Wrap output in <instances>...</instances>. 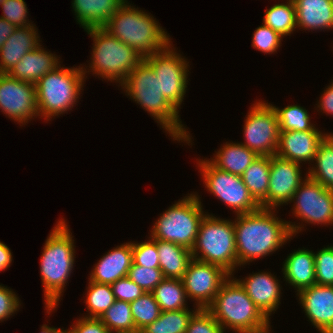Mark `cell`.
<instances>
[{"instance_id": "cell-1", "label": "cell", "mask_w": 333, "mask_h": 333, "mask_svg": "<svg viewBox=\"0 0 333 333\" xmlns=\"http://www.w3.org/2000/svg\"><path fill=\"white\" fill-rule=\"evenodd\" d=\"M276 209L260 208L234 219L238 265L273 254L304 228V224L282 220ZM303 225V226H301Z\"/></svg>"}, {"instance_id": "cell-2", "label": "cell", "mask_w": 333, "mask_h": 333, "mask_svg": "<svg viewBox=\"0 0 333 333\" xmlns=\"http://www.w3.org/2000/svg\"><path fill=\"white\" fill-rule=\"evenodd\" d=\"M119 86L124 89L125 95L149 112L174 141L191 145L190 132L182 124L179 111L161 94L160 79L144 59Z\"/></svg>"}, {"instance_id": "cell-3", "label": "cell", "mask_w": 333, "mask_h": 333, "mask_svg": "<svg viewBox=\"0 0 333 333\" xmlns=\"http://www.w3.org/2000/svg\"><path fill=\"white\" fill-rule=\"evenodd\" d=\"M65 221L61 218L52 228L40 259L45 309L48 315L59 305L75 263L74 239Z\"/></svg>"}, {"instance_id": "cell-4", "label": "cell", "mask_w": 333, "mask_h": 333, "mask_svg": "<svg viewBox=\"0 0 333 333\" xmlns=\"http://www.w3.org/2000/svg\"><path fill=\"white\" fill-rule=\"evenodd\" d=\"M126 0L102 27L143 58L164 50L171 39L156 18Z\"/></svg>"}, {"instance_id": "cell-5", "label": "cell", "mask_w": 333, "mask_h": 333, "mask_svg": "<svg viewBox=\"0 0 333 333\" xmlns=\"http://www.w3.org/2000/svg\"><path fill=\"white\" fill-rule=\"evenodd\" d=\"M233 275L222 284L206 308L220 326L235 333H263L271 329L268 319L249 298Z\"/></svg>"}, {"instance_id": "cell-6", "label": "cell", "mask_w": 333, "mask_h": 333, "mask_svg": "<svg viewBox=\"0 0 333 333\" xmlns=\"http://www.w3.org/2000/svg\"><path fill=\"white\" fill-rule=\"evenodd\" d=\"M85 32L93 38L94 43L90 69L82 66L84 75L92 72L98 78L100 76L104 80L108 79L107 81L117 82L120 85L144 59L135 49L113 37L103 28H88Z\"/></svg>"}, {"instance_id": "cell-7", "label": "cell", "mask_w": 333, "mask_h": 333, "mask_svg": "<svg viewBox=\"0 0 333 333\" xmlns=\"http://www.w3.org/2000/svg\"><path fill=\"white\" fill-rule=\"evenodd\" d=\"M85 79L81 66L65 68L60 65L41 77L35 84L39 118L50 121L52 117L72 110L78 103Z\"/></svg>"}, {"instance_id": "cell-8", "label": "cell", "mask_w": 333, "mask_h": 333, "mask_svg": "<svg viewBox=\"0 0 333 333\" xmlns=\"http://www.w3.org/2000/svg\"><path fill=\"white\" fill-rule=\"evenodd\" d=\"M191 254L193 259L221 266L234 276L239 266L234 221L207 213L200 223Z\"/></svg>"}, {"instance_id": "cell-9", "label": "cell", "mask_w": 333, "mask_h": 333, "mask_svg": "<svg viewBox=\"0 0 333 333\" xmlns=\"http://www.w3.org/2000/svg\"><path fill=\"white\" fill-rule=\"evenodd\" d=\"M187 195L160 214L150 230L152 239L174 242L190 250L193 248L206 212L204 214L198 194Z\"/></svg>"}, {"instance_id": "cell-10", "label": "cell", "mask_w": 333, "mask_h": 333, "mask_svg": "<svg viewBox=\"0 0 333 333\" xmlns=\"http://www.w3.org/2000/svg\"><path fill=\"white\" fill-rule=\"evenodd\" d=\"M197 165L205 188L230 207L235 215L257 211L260 204L252 197L242 177L214 167L208 159H198Z\"/></svg>"}, {"instance_id": "cell-11", "label": "cell", "mask_w": 333, "mask_h": 333, "mask_svg": "<svg viewBox=\"0 0 333 333\" xmlns=\"http://www.w3.org/2000/svg\"><path fill=\"white\" fill-rule=\"evenodd\" d=\"M144 60L159 77L161 94L179 111L188 87L189 62L177 53L172 42L164 50L144 57Z\"/></svg>"}, {"instance_id": "cell-12", "label": "cell", "mask_w": 333, "mask_h": 333, "mask_svg": "<svg viewBox=\"0 0 333 333\" xmlns=\"http://www.w3.org/2000/svg\"><path fill=\"white\" fill-rule=\"evenodd\" d=\"M244 121L246 142H240L258 156L275 155L279 141V123L271 103L260 101L252 104Z\"/></svg>"}, {"instance_id": "cell-13", "label": "cell", "mask_w": 333, "mask_h": 333, "mask_svg": "<svg viewBox=\"0 0 333 333\" xmlns=\"http://www.w3.org/2000/svg\"><path fill=\"white\" fill-rule=\"evenodd\" d=\"M290 202H294L293 215L301 222L326 226L333 224V190L326 189L308 176Z\"/></svg>"}, {"instance_id": "cell-14", "label": "cell", "mask_w": 333, "mask_h": 333, "mask_svg": "<svg viewBox=\"0 0 333 333\" xmlns=\"http://www.w3.org/2000/svg\"><path fill=\"white\" fill-rule=\"evenodd\" d=\"M230 275L221 266L192 258L182 278L187 298L194 299L199 309H206Z\"/></svg>"}, {"instance_id": "cell-15", "label": "cell", "mask_w": 333, "mask_h": 333, "mask_svg": "<svg viewBox=\"0 0 333 333\" xmlns=\"http://www.w3.org/2000/svg\"><path fill=\"white\" fill-rule=\"evenodd\" d=\"M0 110L20 126L39 117L36 85L0 73Z\"/></svg>"}, {"instance_id": "cell-16", "label": "cell", "mask_w": 333, "mask_h": 333, "mask_svg": "<svg viewBox=\"0 0 333 333\" xmlns=\"http://www.w3.org/2000/svg\"><path fill=\"white\" fill-rule=\"evenodd\" d=\"M301 167L300 163L271 156L267 208L277 209L290 203L297 188L307 177V174L304 178L301 176Z\"/></svg>"}, {"instance_id": "cell-17", "label": "cell", "mask_w": 333, "mask_h": 333, "mask_svg": "<svg viewBox=\"0 0 333 333\" xmlns=\"http://www.w3.org/2000/svg\"><path fill=\"white\" fill-rule=\"evenodd\" d=\"M296 295L308 321L320 333H333V286L314 284Z\"/></svg>"}, {"instance_id": "cell-18", "label": "cell", "mask_w": 333, "mask_h": 333, "mask_svg": "<svg viewBox=\"0 0 333 333\" xmlns=\"http://www.w3.org/2000/svg\"><path fill=\"white\" fill-rule=\"evenodd\" d=\"M244 288L249 298L268 318L281 304L280 281L271 272L249 274L244 279H236Z\"/></svg>"}, {"instance_id": "cell-19", "label": "cell", "mask_w": 333, "mask_h": 333, "mask_svg": "<svg viewBox=\"0 0 333 333\" xmlns=\"http://www.w3.org/2000/svg\"><path fill=\"white\" fill-rule=\"evenodd\" d=\"M325 139L322 131H280L276 156L297 163H314L319 144Z\"/></svg>"}, {"instance_id": "cell-20", "label": "cell", "mask_w": 333, "mask_h": 333, "mask_svg": "<svg viewBox=\"0 0 333 333\" xmlns=\"http://www.w3.org/2000/svg\"><path fill=\"white\" fill-rule=\"evenodd\" d=\"M133 262L132 242L121 244L103 255L95 264L88 278L100 284H113L118 279L128 276Z\"/></svg>"}, {"instance_id": "cell-21", "label": "cell", "mask_w": 333, "mask_h": 333, "mask_svg": "<svg viewBox=\"0 0 333 333\" xmlns=\"http://www.w3.org/2000/svg\"><path fill=\"white\" fill-rule=\"evenodd\" d=\"M35 26L16 28L0 48V73H9L22 57L41 45Z\"/></svg>"}, {"instance_id": "cell-22", "label": "cell", "mask_w": 333, "mask_h": 333, "mask_svg": "<svg viewBox=\"0 0 333 333\" xmlns=\"http://www.w3.org/2000/svg\"><path fill=\"white\" fill-rule=\"evenodd\" d=\"M41 46L26 53L8 74L20 81L36 84L41 77L61 65L60 57Z\"/></svg>"}, {"instance_id": "cell-23", "label": "cell", "mask_w": 333, "mask_h": 333, "mask_svg": "<svg viewBox=\"0 0 333 333\" xmlns=\"http://www.w3.org/2000/svg\"><path fill=\"white\" fill-rule=\"evenodd\" d=\"M282 265L283 277L294 287L295 292L316 284L314 252L304 249L294 250Z\"/></svg>"}, {"instance_id": "cell-24", "label": "cell", "mask_w": 333, "mask_h": 333, "mask_svg": "<svg viewBox=\"0 0 333 333\" xmlns=\"http://www.w3.org/2000/svg\"><path fill=\"white\" fill-rule=\"evenodd\" d=\"M297 28L302 30H332L333 0H293Z\"/></svg>"}, {"instance_id": "cell-25", "label": "cell", "mask_w": 333, "mask_h": 333, "mask_svg": "<svg viewBox=\"0 0 333 333\" xmlns=\"http://www.w3.org/2000/svg\"><path fill=\"white\" fill-rule=\"evenodd\" d=\"M126 0H73L76 21L85 30L102 28Z\"/></svg>"}, {"instance_id": "cell-26", "label": "cell", "mask_w": 333, "mask_h": 333, "mask_svg": "<svg viewBox=\"0 0 333 333\" xmlns=\"http://www.w3.org/2000/svg\"><path fill=\"white\" fill-rule=\"evenodd\" d=\"M215 153L214 157L208 161L217 169L237 176H242L244 171L258 157L256 153L239 142H226Z\"/></svg>"}, {"instance_id": "cell-27", "label": "cell", "mask_w": 333, "mask_h": 333, "mask_svg": "<svg viewBox=\"0 0 333 333\" xmlns=\"http://www.w3.org/2000/svg\"><path fill=\"white\" fill-rule=\"evenodd\" d=\"M159 265L164 278L182 279L192 260L191 250L175 244L156 239Z\"/></svg>"}, {"instance_id": "cell-28", "label": "cell", "mask_w": 333, "mask_h": 333, "mask_svg": "<svg viewBox=\"0 0 333 333\" xmlns=\"http://www.w3.org/2000/svg\"><path fill=\"white\" fill-rule=\"evenodd\" d=\"M270 163L271 156H258L241 176L245 186L261 208H267Z\"/></svg>"}, {"instance_id": "cell-29", "label": "cell", "mask_w": 333, "mask_h": 333, "mask_svg": "<svg viewBox=\"0 0 333 333\" xmlns=\"http://www.w3.org/2000/svg\"><path fill=\"white\" fill-rule=\"evenodd\" d=\"M152 293L161 311L189 309L182 279L164 278Z\"/></svg>"}, {"instance_id": "cell-30", "label": "cell", "mask_w": 333, "mask_h": 333, "mask_svg": "<svg viewBox=\"0 0 333 333\" xmlns=\"http://www.w3.org/2000/svg\"><path fill=\"white\" fill-rule=\"evenodd\" d=\"M285 3L274 4L265 10L263 24L277 32L281 37L291 36L297 28L296 8L293 0Z\"/></svg>"}, {"instance_id": "cell-31", "label": "cell", "mask_w": 333, "mask_h": 333, "mask_svg": "<svg viewBox=\"0 0 333 333\" xmlns=\"http://www.w3.org/2000/svg\"><path fill=\"white\" fill-rule=\"evenodd\" d=\"M314 161L313 166L307 168V176L333 190V146L326 139L319 144Z\"/></svg>"}, {"instance_id": "cell-32", "label": "cell", "mask_w": 333, "mask_h": 333, "mask_svg": "<svg viewBox=\"0 0 333 333\" xmlns=\"http://www.w3.org/2000/svg\"><path fill=\"white\" fill-rule=\"evenodd\" d=\"M198 309L161 311L159 317L142 330L146 333H185L190 318Z\"/></svg>"}, {"instance_id": "cell-33", "label": "cell", "mask_w": 333, "mask_h": 333, "mask_svg": "<svg viewBox=\"0 0 333 333\" xmlns=\"http://www.w3.org/2000/svg\"><path fill=\"white\" fill-rule=\"evenodd\" d=\"M99 319L110 333H134L137 330L127 301L115 300Z\"/></svg>"}, {"instance_id": "cell-34", "label": "cell", "mask_w": 333, "mask_h": 333, "mask_svg": "<svg viewBox=\"0 0 333 333\" xmlns=\"http://www.w3.org/2000/svg\"><path fill=\"white\" fill-rule=\"evenodd\" d=\"M88 281L87 296L84 302L87 304L86 308L89 314L83 317L100 318L114 304L116 299L110 284Z\"/></svg>"}, {"instance_id": "cell-35", "label": "cell", "mask_w": 333, "mask_h": 333, "mask_svg": "<svg viewBox=\"0 0 333 333\" xmlns=\"http://www.w3.org/2000/svg\"><path fill=\"white\" fill-rule=\"evenodd\" d=\"M276 111L280 131H319L311 123L308 110L300 105H288L282 109L272 105Z\"/></svg>"}, {"instance_id": "cell-36", "label": "cell", "mask_w": 333, "mask_h": 333, "mask_svg": "<svg viewBox=\"0 0 333 333\" xmlns=\"http://www.w3.org/2000/svg\"><path fill=\"white\" fill-rule=\"evenodd\" d=\"M130 307L137 330H142L148 324L153 323L161 313L152 292H145L138 299L130 302Z\"/></svg>"}, {"instance_id": "cell-37", "label": "cell", "mask_w": 333, "mask_h": 333, "mask_svg": "<svg viewBox=\"0 0 333 333\" xmlns=\"http://www.w3.org/2000/svg\"><path fill=\"white\" fill-rule=\"evenodd\" d=\"M128 277L142 288L144 292H152L164 279L160 268H146L132 262Z\"/></svg>"}, {"instance_id": "cell-38", "label": "cell", "mask_w": 333, "mask_h": 333, "mask_svg": "<svg viewBox=\"0 0 333 333\" xmlns=\"http://www.w3.org/2000/svg\"><path fill=\"white\" fill-rule=\"evenodd\" d=\"M316 284L333 286V246L314 252Z\"/></svg>"}, {"instance_id": "cell-39", "label": "cell", "mask_w": 333, "mask_h": 333, "mask_svg": "<svg viewBox=\"0 0 333 333\" xmlns=\"http://www.w3.org/2000/svg\"><path fill=\"white\" fill-rule=\"evenodd\" d=\"M133 263L146 268H160L156 239L149 237L144 242H132Z\"/></svg>"}, {"instance_id": "cell-40", "label": "cell", "mask_w": 333, "mask_h": 333, "mask_svg": "<svg viewBox=\"0 0 333 333\" xmlns=\"http://www.w3.org/2000/svg\"><path fill=\"white\" fill-rule=\"evenodd\" d=\"M252 37V47L267 54H275L283 40V37L264 24L256 28Z\"/></svg>"}, {"instance_id": "cell-41", "label": "cell", "mask_w": 333, "mask_h": 333, "mask_svg": "<svg viewBox=\"0 0 333 333\" xmlns=\"http://www.w3.org/2000/svg\"><path fill=\"white\" fill-rule=\"evenodd\" d=\"M1 7L3 14L0 17L17 28L36 26L27 17L29 9H27L28 7L24 0H6L1 4Z\"/></svg>"}, {"instance_id": "cell-42", "label": "cell", "mask_w": 333, "mask_h": 333, "mask_svg": "<svg viewBox=\"0 0 333 333\" xmlns=\"http://www.w3.org/2000/svg\"><path fill=\"white\" fill-rule=\"evenodd\" d=\"M224 329L207 309H198L190 318L185 333H224Z\"/></svg>"}, {"instance_id": "cell-43", "label": "cell", "mask_w": 333, "mask_h": 333, "mask_svg": "<svg viewBox=\"0 0 333 333\" xmlns=\"http://www.w3.org/2000/svg\"><path fill=\"white\" fill-rule=\"evenodd\" d=\"M111 288L116 300L132 302L142 296L145 292L128 276L118 279L111 284Z\"/></svg>"}, {"instance_id": "cell-44", "label": "cell", "mask_w": 333, "mask_h": 333, "mask_svg": "<svg viewBox=\"0 0 333 333\" xmlns=\"http://www.w3.org/2000/svg\"><path fill=\"white\" fill-rule=\"evenodd\" d=\"M19 297L9 287L0 285V322L8 320L10 316L19 311L21 306Z\"/></svg>"}, {"instance_id": "cell-45", "label": "cell", "mask_w": 333, "mask_h": 333, "mask_svg": "<svg viewBox=\"0 0 333 333\" xmlns=\"http://www.w3.org/2000/svg\"><path fill=\"white\" fill-rule=\"evenodd\" d=\"M73 324L66 330L67 333H110L99 318L80 317Z\"/></svg>"}, {"instance_id": "cell-46", "label": "cell", "mask_w": 333, "mask_h": 333, "mask_svg": "<svg viewBox=\"0 0 333 333\" xmlns=\"http://www.w3.org/2000/svg\"><path fill=\"white\" fill-rule=\"evenodd\" d=\"M316 105L321 112L323 111L322 113L333 116V81L321 94L320 100Z\"/></svg>"}, {"instance_id": "cell-47", "label": "cell", "mask_w": 333, "mask_h": 333, "mask_svg": "<svg viewBox=\"0 0 333 333\" xmlns=\"http://www.w3.org/2000/svg\"><path fill=\"white\" fill-rule=\"evenodd\" d=\"M12 253L10 248L0 241V271H4L10 267L12 262Z\"/></svg>"}, {"instance_id": "cell-48", "label": "cell", "mask_w": 333, "mask_h": 333, "mask_svg": "<svg viewBox=\"0 0 333 333\" xmlns=\"http://www.w3.org/2000/svg\"><path fill=\"white\" fill-rule=\"evenodd\" d=\"M16 26L0 17V48L7 41L8 37L14 33Z\"/></svg>"}, {"instance_id": "cell-49", "label": "cell", "mask_w": 333, "mask_h": 333, "mask_svg": "<svg viewBox=\"0 0 333 333\" xmlns=\"http://www.w3.org/2000/svg\"><path fill=\"white\" fill-rule=\"evenodd\" d=\"M39 333H67L66 329L64 330V328H55L48 326L47 324H43L41 326V332Z\"/></svg>"}, {"instance_id": "cell-50", "label": "cell", "mask_w": 333, "mask_h": 333, "mask_svg": "<svg viewBox=\"0 0 333 333\" xmlns=\"http://www.w3.org/2000/svg\"><path fill=\"white\" fill-rule=\"evenodd\" d=\"M325 139L333 146V134L325 133Z\"/></svg>"}, {"instance_id": "cell-51", "label": "cell", "mask_w": 333, "mask_h": 333, "mask_svg": "<svg viewBox=\"0 0 333 333\" xmlns=\"http://www.w3.org/2000/svg\"><path fill=\"white\" fill-rule=\"evenodd\" d=\"M134 333H146L143 330H136Z\"/></svg>"}, {"instance_id": "cell-52", "label": "cell", "mask_w": 333, "mask_h": 333, "mask_svg": "<svg viewBox=\"0 0 333 333\" xmlns=\"http://www.w3.org/2000/svg\"><path fill=\"white\" fill-rule=\"evenodd\" d=\"M6 0H0V6H1V4L3 3V2H5Z\"/></svg>"}, {"instance_id": "cell-53", "label": "cell", "mask_w": 333, "mask_h": 333, "mask_svg": "<svg viewBox=\"0 0 333 333\" xmlns=\"http://www.w3.org/2000/svg\"><path fill=\"white\" fill-rule=\"evenodd\" d=\"M270 331H271V330L269 329L268 331H265V332H263V333H270ZM271 333H272V332H271Z\"/></svg>"}]
</instances>
